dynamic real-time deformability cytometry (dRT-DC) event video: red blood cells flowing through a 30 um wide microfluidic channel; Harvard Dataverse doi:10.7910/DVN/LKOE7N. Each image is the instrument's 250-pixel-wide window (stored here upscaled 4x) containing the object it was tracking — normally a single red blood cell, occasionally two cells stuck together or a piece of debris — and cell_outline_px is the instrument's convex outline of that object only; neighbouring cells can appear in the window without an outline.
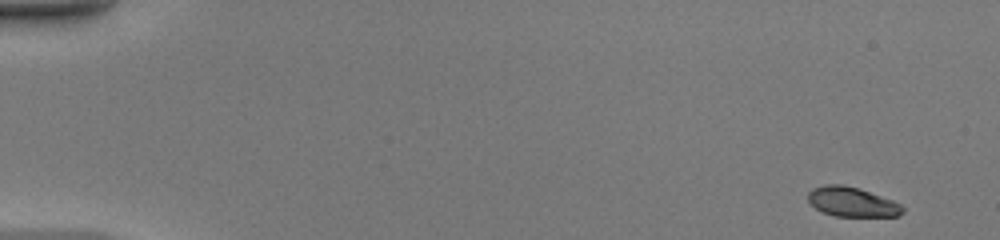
{"species": "common noctule bat (a hibernating species)", "species_latin": "Nyctalus noctula", "temperature_condition": "warm", "stored_images_in_passage": 46, "camera_frame_rate_fps": 3000, "um_per_image_px": 0.085, "animal": {"sex": "female", "body_mass_g": 20.0, "forearm_length_mm": 54.0}, "frame": {"image": 1, "passage_image": 1, "time_ms": 0.0, "image_size_px": [1000, 240], "cell_outline_px": [[904, 212], [900, 216], [836, 216], [820, 212], [808, 200], [808, 192], [812, 188], [824, 184], [840, 184], [856, 188], [892, 200], [900, 204], [904, 208]], "centroid_in_image_um": [72.4, 17.17], "position_along_channel_um": 12.6, "area_um2": 16.18}}
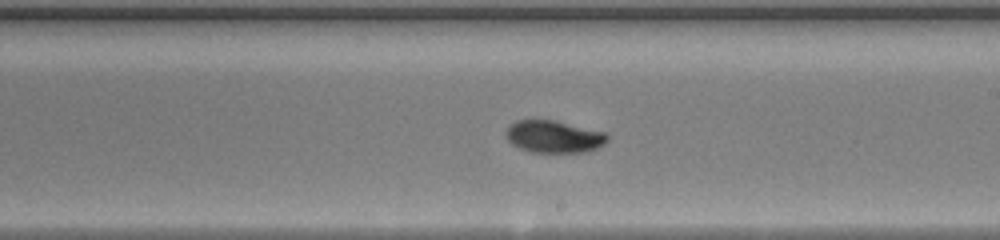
{"frame": {"image": 2, "passage_image": 27, "time_ms": 8.667, "image_size_px": [1000, 240], "cell_outline_px": [[608, 140], [604, 144], [596, 148], [584, 152], [532, 152], [520, 148], [512, 144], [504, 136], [504, 132], [508, 124], [516, 120], [556, 120], [604, 132], [608, 136]], "centroid_in_image_um": [47.03, 11.6], "position_along_channel_um": 242.0, "area_um2": 19.19}}
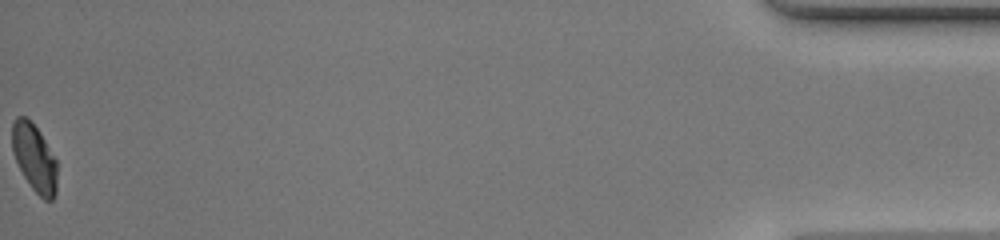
{"frame": {"image": 3, "passage_image": 46, "time_ms": 15.0, "image_size_px": [1000, 240], "cell_outline_px": [[56, 192], [52, 200], [44, 200], [32, 188], [24, 176], [12, 152], [12, 124], [16, 116], [24, 116], [40, 132], [56, 160]], "centroid_in_image_um": [2.91, 13.42], "position_along_channel_um": 432.3, "area_um2": 17.4}, "authors_computed_cell_mechanics": {"area_um2": 18.4382, "velocity_mm_per_s": 4.4523, "shape_relaxation_time_tau1_ms": 2.9165, "shape_relaxation_time_tau2_ms": 0.8112, "deformation_change_tau1": 0.1737, "deformation_change_tau2": 0.042}}